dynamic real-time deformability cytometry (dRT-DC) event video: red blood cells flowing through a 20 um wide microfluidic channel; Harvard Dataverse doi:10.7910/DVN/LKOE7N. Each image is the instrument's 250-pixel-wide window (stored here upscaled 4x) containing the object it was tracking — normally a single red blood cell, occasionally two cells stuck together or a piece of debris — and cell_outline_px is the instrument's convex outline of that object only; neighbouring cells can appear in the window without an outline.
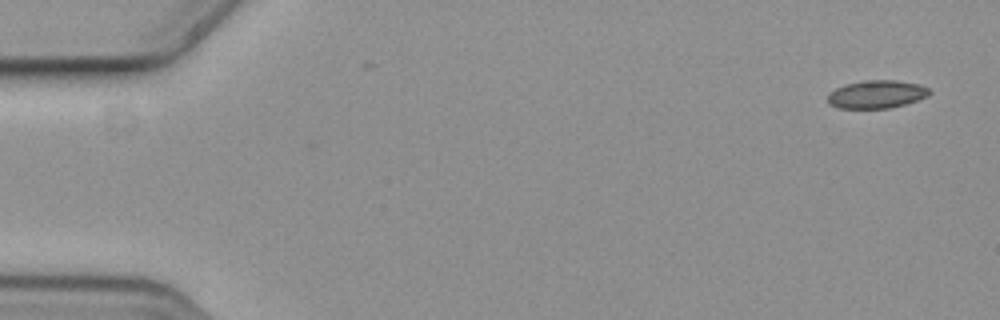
{"species": "common noctule bat (a hibernating species)", "species_latin": "Nyctalus noctula", "temperature_condition": "cold", "stored_images_in_passage": 55, "camera_frame_rate_fps": 3000, "um_per_image_px": 0.085, "animal": {"sex": "female", "body_mass_g": 19.3, "forearm_length_mm": 54.1}, "frame": {"image": 1, "passage_image": 1, "time_ms": 0.0, "image_size_px": [1000, 320], "cell_outline_px": [[932, 92], [928, 96], [904, 104], [888, 108], [836, 108], [828, 104], [828, 92], [844, 84], [864, 80], [896, 80], [920, 84], [928, 88]], "centroid_in_image_um": [74.48, 8.0], "position_along_channel_um": 10.5, "area_um2": 16.7}}
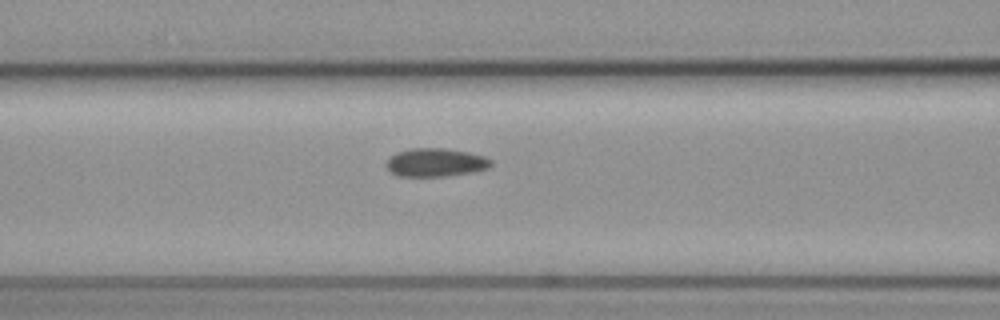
{"frame": {"image": 2, "passage_image": 22, "time_ms": 7.0, "image_size_px": [1000, 320], "cell_outline_px": [[492, 164], [488, 168], [472, 172], [448, 176], [400, 176], [392, 172], [384, 164], [396, 152], [412, 148], [444, 148], [468, 152], [484, 156], [492, 160]], "centroid_in_image_um": [37.04, 13.8], "position_along_channel_um": 129.6, "area_um2": 17.22}}
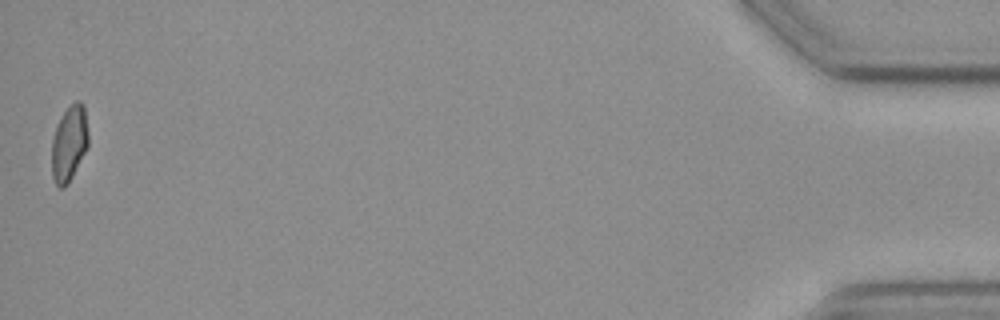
{"frame": {"image": 3, "passage_image": 55, "time_ms": 18.0, "image_size_px": [1000, 320], "cell_outline_px": [[88, 148], [68, 184], [64, 188], [60, 188], [56, 184], [52, 176], [52, 140], [56, 124], [60, 116], [76, 100], [80, 100], [84, 104], [88, 132]], "centroid_in_image_um": [5.89, 12.19], "position_along_channel_um": 429.3, "area_um2": 16.36}, "authors_computed_cell_mechanics": {"area_um2": 17.051, "velocity_mm_per_s": 3.6465, "shape_relaxation_time_tau1_ms": null, "shape_relaxation_time_tau2_ms": 11.2976, "deformation_change_tau1": null, "deformation_change_tau2": 0.0992}}